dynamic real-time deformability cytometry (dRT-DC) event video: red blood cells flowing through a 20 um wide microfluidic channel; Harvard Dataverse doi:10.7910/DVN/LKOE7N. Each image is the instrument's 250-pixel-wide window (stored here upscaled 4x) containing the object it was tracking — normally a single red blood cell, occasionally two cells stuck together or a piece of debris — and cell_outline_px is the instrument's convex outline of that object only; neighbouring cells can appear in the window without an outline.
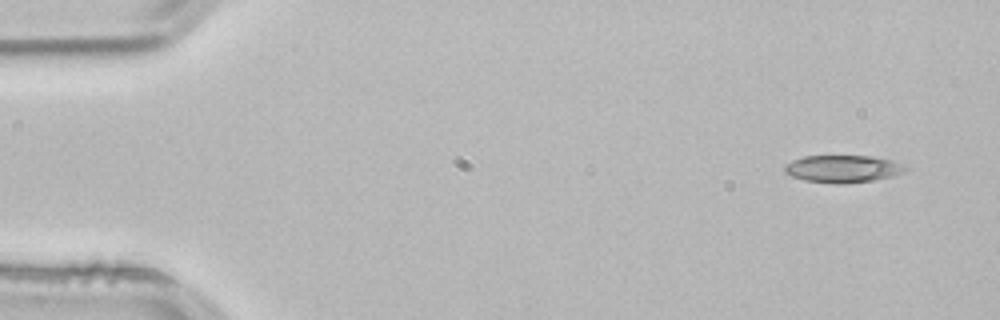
{"species": "common noctule bat (a hibernating species)", "species_latin": "Nyctalus noctula", "temperature_condition": "room temperature", "stored_images_in_passage": 14, "camera_frame_rate_fps": 3000, "um_per_image_px": 0.085, "animal": {"sex": "male", "body_mass_g": 21.5, "forearm_length_mm": 52.0}, "frame": {"image": 1, "passage_image": 1, "time_ms": 0.0, "image_size_px": [1000, 320], "cell_outline_px": [[904, 172], [892, 176], [872, 180], [844, 184], [836, 184], [804, 180], [792, 176], [784, 172], [784, 164], [792, 160], [804, 156], [868, 156], [888, 160], [904, 168]], "centroid_in_image_um": [71.51, 14.36], "position_along_channel_um": 13.5, "area_um2": 18.84}}
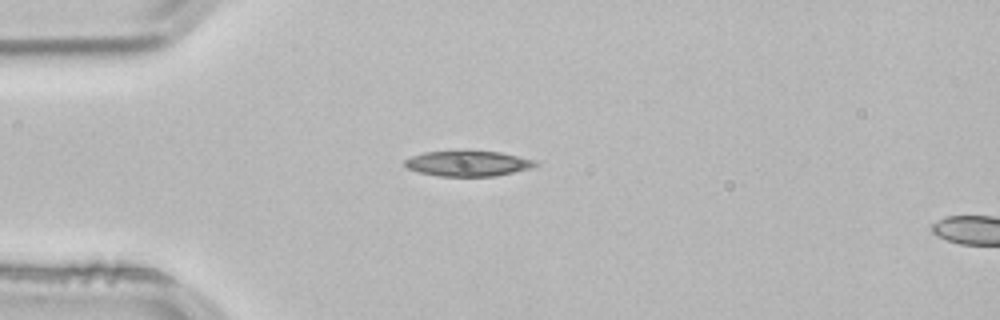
{"frame": {"image": 2, "passage_image": 11, "time_ms": 3.333, "image_size_px": [1000, 320], "cell_outline_px": [[536, 164], [532, 168], [496, 176], [440, 176], [420, 172], [408, 168], [404, 164], [404, 160], [412, 156], [424, 152], [468, 148], [500, 152], [536, 160]], "centroid_in_image_um": [39.77, 13.85], "position_along_channel_um": 45.2, "area_um2": 20.0}}